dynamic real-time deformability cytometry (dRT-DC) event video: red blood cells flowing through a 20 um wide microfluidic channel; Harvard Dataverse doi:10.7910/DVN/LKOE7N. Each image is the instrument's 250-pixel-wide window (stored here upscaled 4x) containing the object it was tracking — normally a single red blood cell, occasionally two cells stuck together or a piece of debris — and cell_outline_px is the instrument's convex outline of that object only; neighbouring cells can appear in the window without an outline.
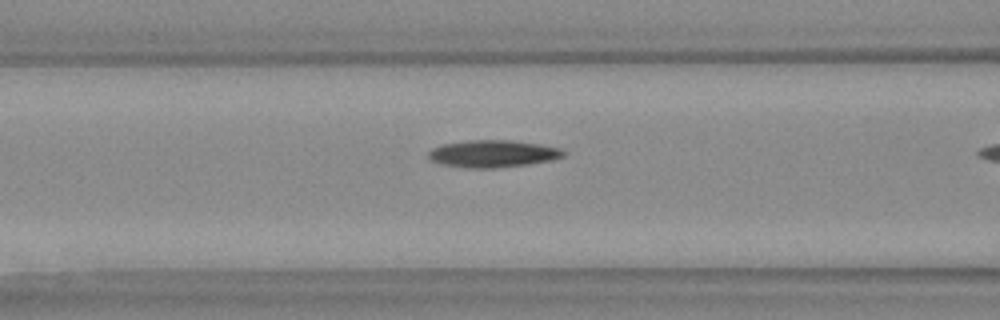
{"species": "Egyptian fruit bat (a non-hibernating species)", "species_latin": "Rousettus aegyptiacus", "temperature_condition": "warm", "stored_images_in_passage": 21, "camera_frame_rate_fps": 3000, "um_per_image_px": 0.085, "animal": {"sex": "female"}, "frame": {"image": 1, "passage_image": 20, "time_ms": 6.333, "image_size_px": [1000, 320], "cell_outline_px": [[564, 156], [552, 160], [528, 164], [496, 168], [464, 168], [444, 164], [432, 160], [428, 156], [428, 152], [432, 148], [444, 144], [468, 140], [512, 140], [540, 144], [560, 148], [564, 152]], "centroid_in_image_um": [41.9, 13.06], "position_along_channel_um": 124.7, "area_um2": 21.33}}